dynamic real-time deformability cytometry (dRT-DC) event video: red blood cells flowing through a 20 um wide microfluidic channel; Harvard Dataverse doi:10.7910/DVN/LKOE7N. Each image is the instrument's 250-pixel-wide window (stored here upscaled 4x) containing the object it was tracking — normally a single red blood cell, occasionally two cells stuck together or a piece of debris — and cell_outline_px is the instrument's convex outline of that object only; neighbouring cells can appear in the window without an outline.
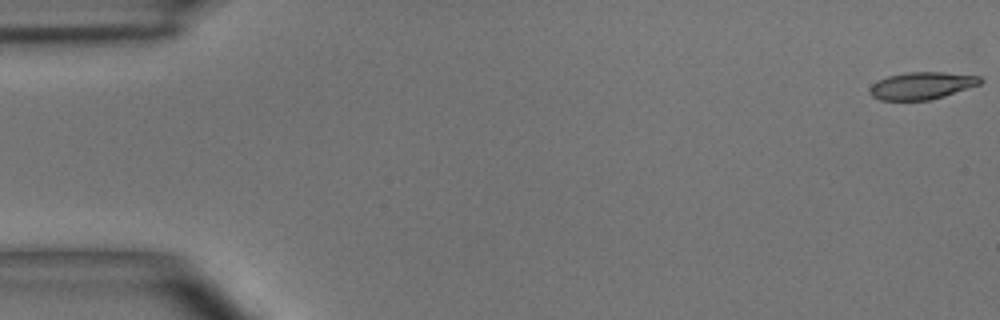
{"species": "common noctule bat (a hibernating species)", "species_latin": "Nyctalus noctula", "temperature_condition": "room temperature", "stored_images_in_passage": 7, "camera_frame_rate_fps": 3000, "um_per_image_px": 0.085, "animal": {"sex": "male", "body_mass_g": 15.6}, "frame": {"image": 1, "passage_image": 1, "time_ms": 0.0, "image_size_px": [1000, 320], "cell_outline_px": [[984, 80], [980, 84], [944, 96], [928, 100], [880, 100], [872, 96], [868, 92], [872, 84], [888, 76], [904, 72], [944, 72], [980, 76]], "centroid_in_image_um": [78.35, 7.27], "position_along_channel_um": 6.6, "area_um2": 17.51}}
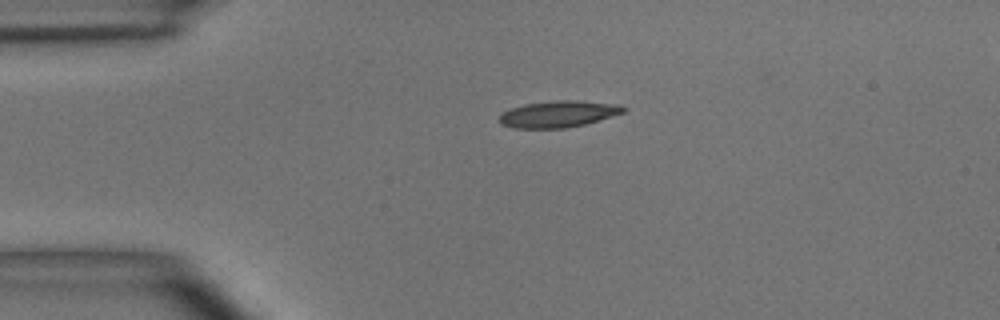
{"frame": {"image": 2, "passage_image": 4, "time_ms": 3.667, "image_size_px": [1000, 320], "cell_outline_px": [[628, 108], [624, 112], [584, 124], [564, 128], [516, 128], [500, 124], [500, 116], [504, 112], [512, 108], [524, 104], [556, 100], [572, 100], [620, 104]], "centroid_in_image_um": [47.48, 9.68], "position_along_channel_um": 37.5, "area_um2": 18.96}}
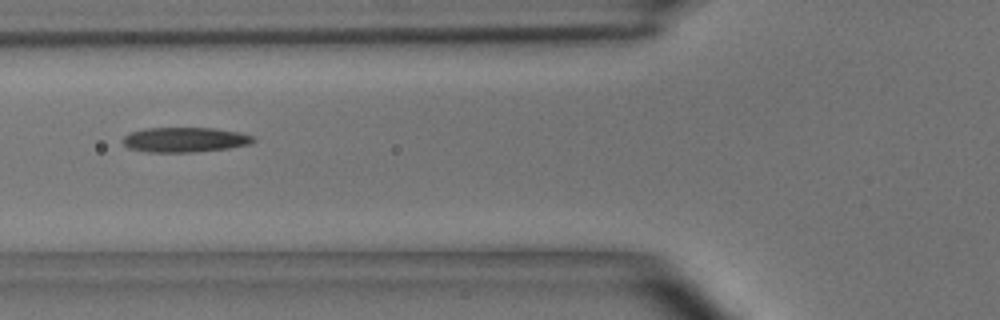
{"frame": {"image": 3, "passage_image": 6, "time_ms": 6.333, "image_size_px": [1000, 320], "cell_outline_px": [[256, 140], [252, 144], [228, 148], [192, 152], [148, 152], [128, 148], [120, 140], [124, 136], [132, 132], [144, 128], [212, 128], [240, 132], [252, 136]], "centroid_in_image_um": [15.7, 11.88], "position_along_channel_um": 110.1, "area_um2": 18.96}}